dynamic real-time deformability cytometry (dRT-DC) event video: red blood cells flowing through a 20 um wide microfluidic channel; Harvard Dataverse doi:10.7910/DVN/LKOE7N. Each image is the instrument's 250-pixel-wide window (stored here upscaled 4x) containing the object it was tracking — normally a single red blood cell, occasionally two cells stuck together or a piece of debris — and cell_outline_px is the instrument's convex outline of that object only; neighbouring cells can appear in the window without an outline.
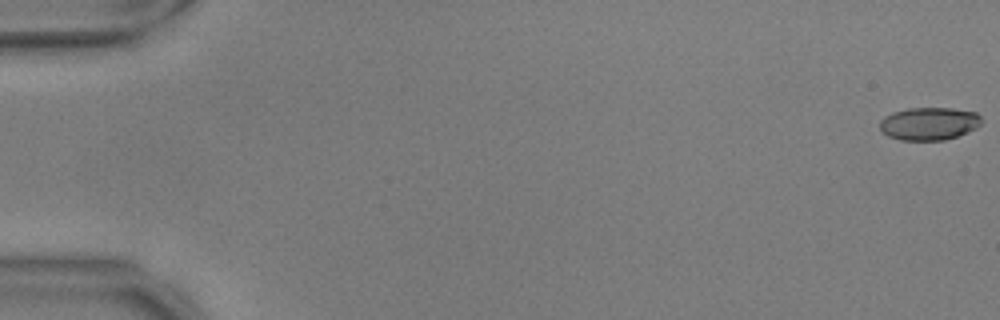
{"species": "common noctule bat (a hibernating species)", "species_latin": "Nyctalus noctula", "temperature_condition": "warm", "stored_images_in_passage": 55, "camera_frame_rate_fps": 3000, "um_per_image_px": 0.085, "animal": {"sex": "male", "body_mass_g": 17.9, "forearm_length_mm": 54.2}, "frame": {"image": 1, "passage_image": 1, "time_ms": 0.0, "image_size_px": [1000, 320], "cell_outline_px": [[980, 124], [976, 128], [968, 132], [944, 140], [900, 140], [888, 136], [880, 128], [880, 120], [884, 116], [892, 112], [908, 108], [952, 108], [976, 112], [980, 116]], "centroid_in_image_um": [78.95, 10.5], "position_along_channel_um": 6.0, "area_um2": 19.42}}
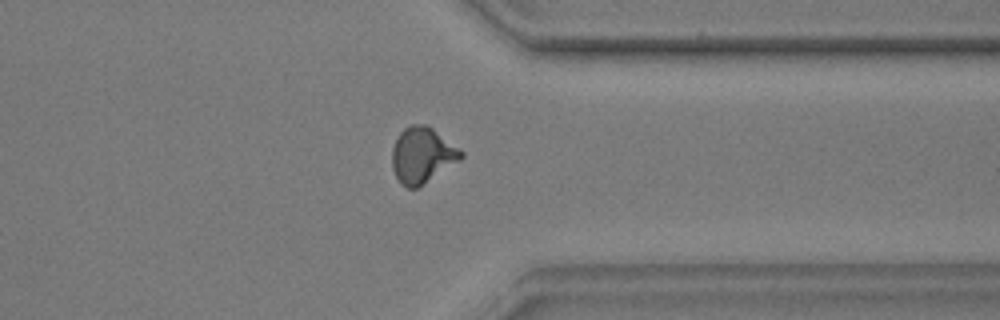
{"frame": {"image": 2, "passage_image": 44, "time_ms": 14.333, "image_size_px": [1000, 320], "cell_outline_px": [[464, 156], [460, 160], [416, 188], [408, 188], [400, 184], [392, 168], [392, 148], [400, 132], [404, 128], [412, 124], [428, 124], [464, 152]], "centroid_in_image_um": [35.88, 13.17], "position_along_channel_um": 375.5, "area_um2": 22.31}}
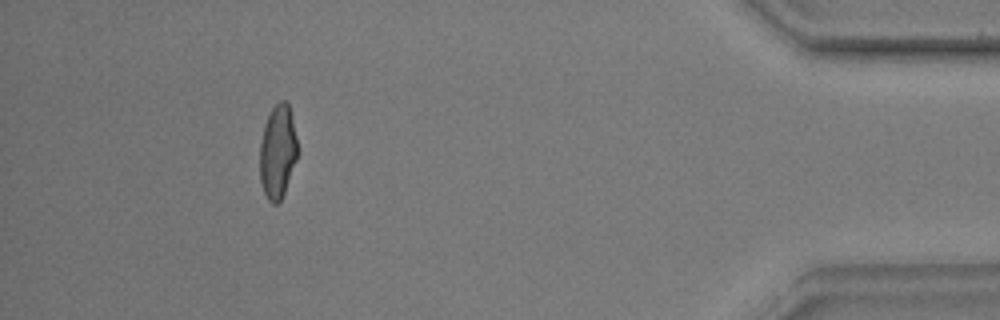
{"frame": {"image": 3, "passage_image": 51, "time_ms": 16.667, "image_size_px": [1000, 320], "cell_outline_px": [[300, 152], [284, 192], [280, 200], [276, 204], [272, 204], [268, 200], [264, 192], [260, 180], [260, 144], [264, 128], [268, 116], [272, 108], [280, 100], [284, 100], [288, 104], [292, 116]], "centroid_in_image_um": [23.63, 12.9], "position_along_channel_um": 411.6, "area_um2": 20.69}, "authors_computed_cell_mechanics": {"area_um2": 20.6924, "velocity_mm_per_s": 3.7317, "shape_relaxation_time_tau1_ms": 6.0032, "shape_relaxation_time_tau2_ms": 1.3964, "deformation_change_tau1": 0.1845, "deformation_change_tau2": 0.0765}}